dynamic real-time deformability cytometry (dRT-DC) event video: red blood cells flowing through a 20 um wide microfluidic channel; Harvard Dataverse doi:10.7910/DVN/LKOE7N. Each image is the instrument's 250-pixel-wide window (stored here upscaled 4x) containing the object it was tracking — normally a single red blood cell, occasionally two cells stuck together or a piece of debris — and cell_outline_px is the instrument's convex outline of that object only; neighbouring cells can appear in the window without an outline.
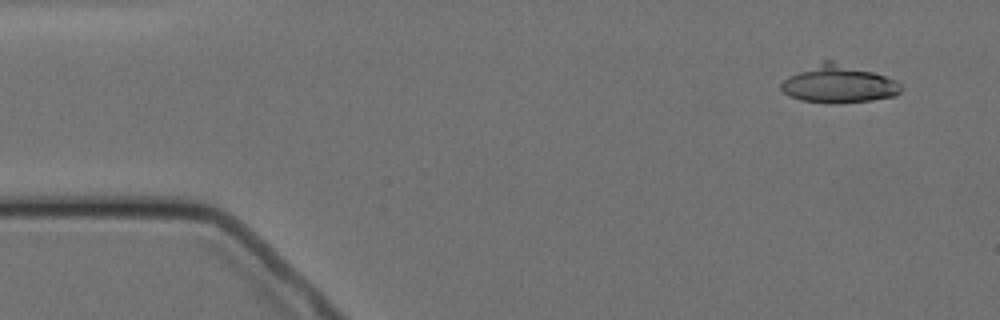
{"species": "Egyptian fruit bat (a non-hibernating species)", "species_latin": "Rousettus aegyptiacus", "temperature_condition": "cold", "stored_images_in_passage": 7, "camera_frame_rate_fps": 3000, "um_per_image_px": 0.085, "animal": {"sex": "female"}, "frame": {"image": 1, "passage_image": 2, "time_ms": 1.0, "image_size_px": [1000, 320], "cell_outline_px": [[904, 88], [896, 96], [872, 100], [840, 104], [832, 104], [800, 100], [788, 96], [780, 88], [780, 84], [788, 76], [824, 60], [832, 60], [872, 72], [896, 80]], "centroid_in_image_um": [71.29, 7.17], "position_along_channel_um": 13.7, "area_um2": 26.41}}